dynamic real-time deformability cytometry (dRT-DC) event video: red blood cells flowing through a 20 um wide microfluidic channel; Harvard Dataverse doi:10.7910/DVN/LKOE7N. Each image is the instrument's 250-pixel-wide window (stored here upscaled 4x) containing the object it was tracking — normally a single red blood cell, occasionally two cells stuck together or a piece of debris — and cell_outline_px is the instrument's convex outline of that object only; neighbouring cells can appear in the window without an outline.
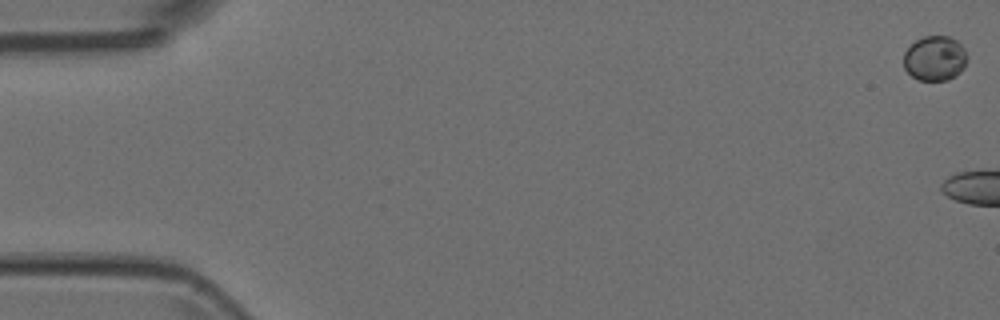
{"species": "Egyptian fruit bat (a non-hibernating species)", "species_latin": "Rousettus aegyptiacus", "temperature_condition": "room temperature", "stored_images_in_passage": 5, "camera_frame_rate_fps": 3000, "um_per_image_px": 0.085, "animal": {"sex": "female"}, "frame": {"image": 1, "passage_image": 1, "time_ms": 0.0, "image_size_px": [1000, 320], "cell_outline_px": [[968, 56], [964, 68], [956, 76], [948, 80], [920, 80], [912, 76], [904, 68], [904, 52], [916, 40], [924, 36], [948, 36], [956, 40], [964, 48]], "centroid_in_image_um": [79.48, 4.96], "position_along_channel_um": 5.5, "area_um2": 16.65}}
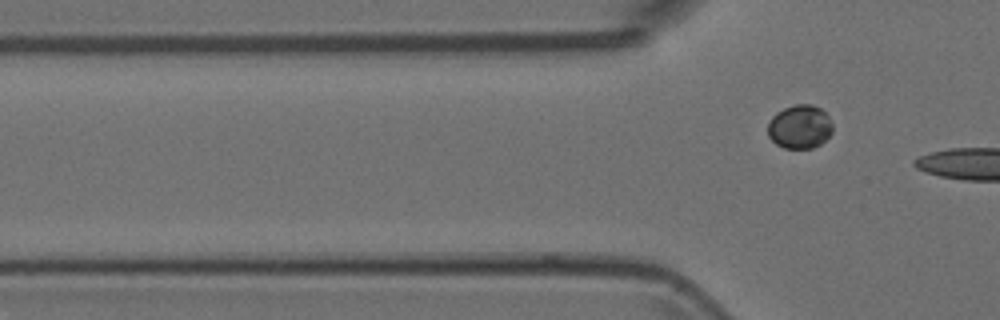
{"frame": {"image": 2, "passage_image": 5, "time_ms": 1.333, "image_size_px": [1000, 320], "cell_outline_px": [[832, 132], [820, 144], [812, 148], [784, 148], [776, 144], [768, 136], [768, 124], [772, 116], [776, 112], [784, 108], [796, 104], [812, 104], [820, 108], [828, 116], [832, 124]], "centroid_in_image_um": [67.97, 10.77], "position_along_channel_um": 57.8, "area_um2": 16.47}}